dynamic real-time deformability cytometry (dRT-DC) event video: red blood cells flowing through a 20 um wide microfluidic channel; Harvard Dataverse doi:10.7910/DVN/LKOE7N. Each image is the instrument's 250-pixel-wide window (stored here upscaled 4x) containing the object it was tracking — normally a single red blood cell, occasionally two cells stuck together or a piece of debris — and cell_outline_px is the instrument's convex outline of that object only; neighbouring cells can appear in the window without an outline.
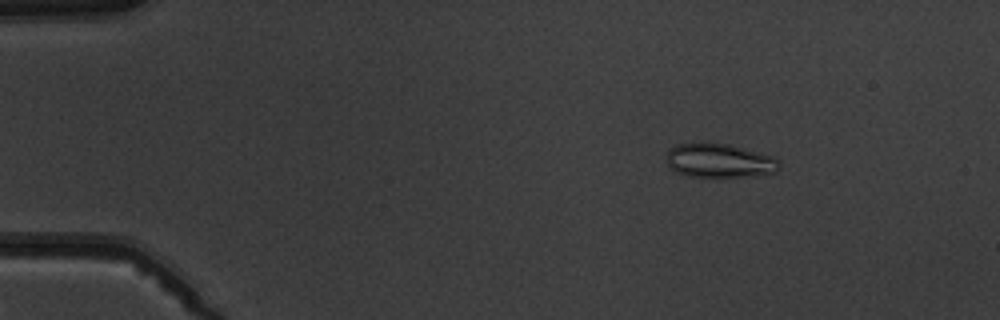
{"species": "common noctule bat (a hibernating species)", "species_latin": "Nyctalus noctula", "temperature_condition": "warm", "stored_images_in_passage": 5, "camera_frame_rate_fps": 3000, "um_per_image_px": 0.085, "animal": {"sex": "male", "body_mass_g": 19.5, "forearm_length_mm": 54.6}, "frame": {"image": 1, "passage_image": 2, "time_ms": 1.0, "image_size_px": [1000, 320], "cell_outline_px": [[780, 164], [776, 172], [744, 176], [688, 176], [676, 172], [668, 164], [668, 152], [676, 144], [704, 140], [728, 144], [772, 156], [780, 160]], "centroid_in_image_um": [61.13, 13.61], "position_along_channel_um": 23.9, "area_um2": 22.37}}
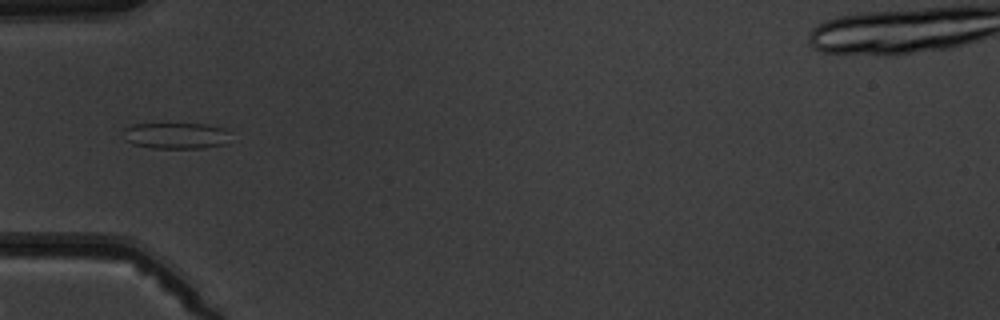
{"frame": {"image": 2, "passage_image": 5, "time_ms": 4.333, "image_size_px": [1000, 320], "cell_outline_px": [[224, 144], [204, 148], [148, 148], [132, 144], [124, 140], [120, 132], [124, 128], [132, 124], [168, 120], [204, 124], [224, 128]], "centroid_in_image_um": [14.74, 11.47], "position_along_channel_um": 70.3, "area_um2": 17.28}}